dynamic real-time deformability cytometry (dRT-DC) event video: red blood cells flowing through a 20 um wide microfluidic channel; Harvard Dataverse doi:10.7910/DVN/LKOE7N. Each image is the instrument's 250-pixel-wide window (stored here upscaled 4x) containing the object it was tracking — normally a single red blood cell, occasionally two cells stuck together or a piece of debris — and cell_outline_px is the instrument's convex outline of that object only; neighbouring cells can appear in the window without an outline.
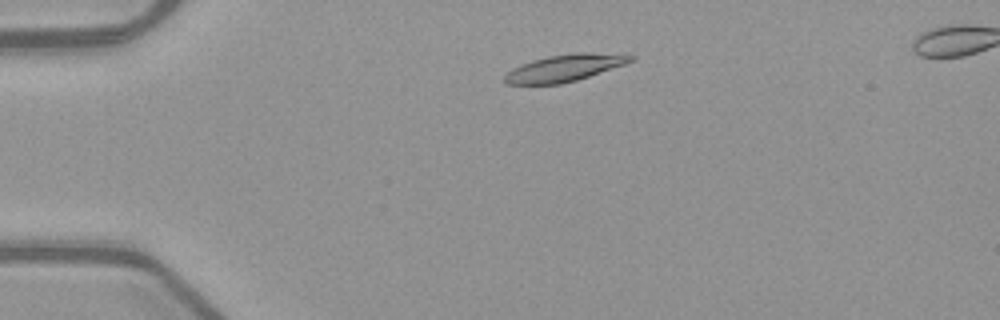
{"species": "common noctule bat (a hibernating species)", "species_latin": "Nyctalus noctula", "temperature_condition": "warm", "stored_images_in_passage": 47, "camera_frame_rate_fps": 3000, "um_per_image_px": 0.085, "animal": {"sex": "female", "body_mass_g": 21.9}, "frame": {"image": 1, "passage_image": 7, "time_ms": 2.0, "image_size_px": [1000, 320], "cell_outline_px": [[636, 56], [632, 60], [624, 64], [576, 80], [560, 84], [504, 84], [504, 76], [512, 68], [520, 64], [532, 60], [548, 56], [576, 52], [588, 52]], "centroid_in_image_um": [47.91, 5.77], "position_along_channel_um": 37.1, "area_um2": 19.48}}
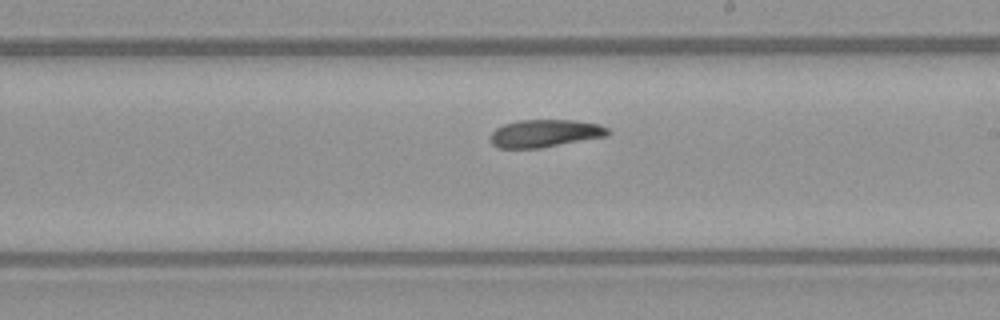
{"frame": {"image": 2, "passage_image": 26, "time_ms": 8.333, "image_size_px": [1000, 320], "cell_outline_px": [[612, 132], [608, 136], [540, 148], [496, 148], [492, 144], [492, 132], [496, 128], [504, 124], [520, 120], [576, 120], [600, 124], [608, 128]], "centroid_in_image_um": [46.37, 11.33], "position_along_channel_um": 242.6, "area_um2": 19.02}}
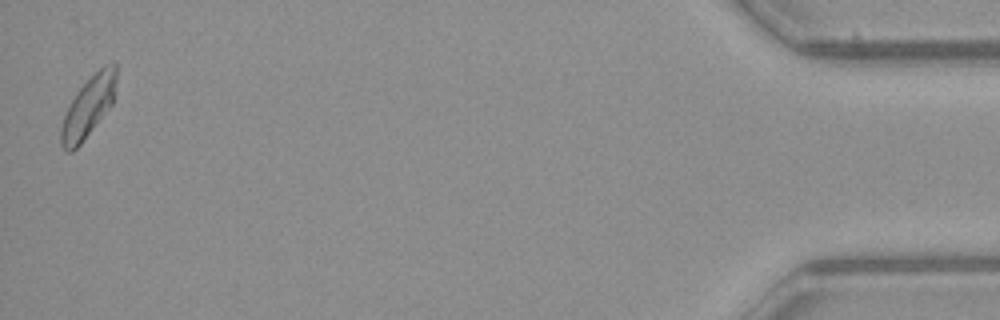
{"frame": {"image": 3, "passage_image": 47, "time_ms": 15.333, "image_size_px": [1000, 320], "cell_outline_px": [[116, 80], [112, 104], [80, 144], [72, 152], [68, 152], [60, 144], [60, 128], [64, 116], [76, 92], [104, 64], [112, 60], [116, 60]], "centroid_in_image_um": [7.51, 9.06], "position_along_channel_um": 427.7, "area_um2": 19.19}, "authors_computed_cell_mechanics": {"area_um2": 19.4786, "velocity_mm_per_s": 3.9453, "shape_relaxation_time_tau1_ms": 5.9459, "shape_relaxation_time_tau2_ms": 3.4654, "deformation_change_tau1": 0.1525, "deformation_change_tau2": 0.0996}}